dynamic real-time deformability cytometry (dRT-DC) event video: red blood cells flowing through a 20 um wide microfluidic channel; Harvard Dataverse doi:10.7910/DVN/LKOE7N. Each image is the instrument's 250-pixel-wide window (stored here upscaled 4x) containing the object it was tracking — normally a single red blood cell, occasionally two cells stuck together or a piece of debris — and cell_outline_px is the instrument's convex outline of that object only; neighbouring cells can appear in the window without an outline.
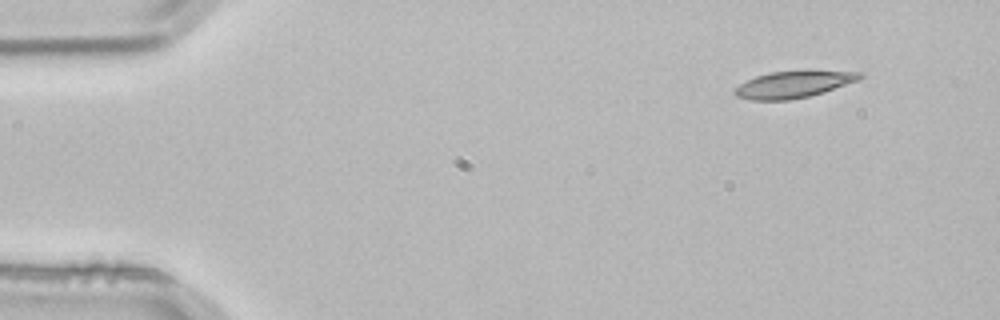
{"species": "common noctule bat (a hibernating species)", "species_latin": "Nyctalus noctula", "temperature_condition": "room temperature", "stored_images_in_passage": 3, "camera_frame_rate_fps": 3000, "um_per_image_px": 0.085, "animal": {"sex": "male", "body_mass_g": 21.5, "forearm_length_mm": 52.0}, "frame": {"image": 1, "passage_image": 1, "time_ms": 0.0, "image_size_px": [1000, 320], "cell_outline_px": [[864, 76], [860, 80], [824, 92], [808, 96], [788, 100], [752, 100], [736, 96], [732, 92], [740, 84], [756, 76], [772, 72], [804, 68], [808, 68], [864, 72]], "centroid_in_image_um": [67.56, 7.12], "position_along_channel_um": 17.4, "area_um2": 20.35}}
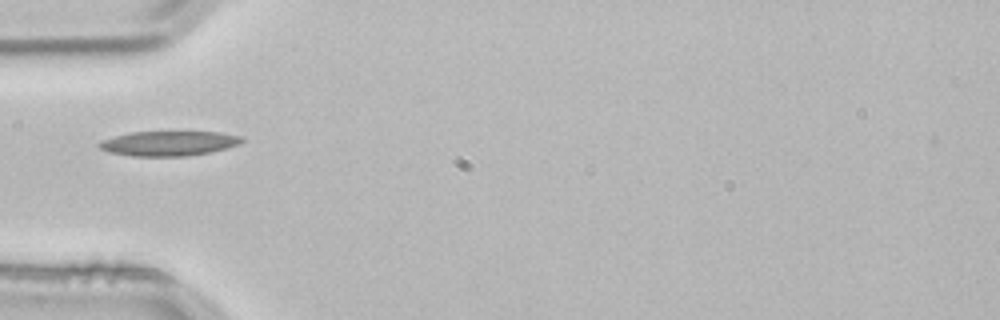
{"frame": {"image": 2, "passage_image": 3, "time_ms": 0.667, "image_size_px": [1000, 320], "cell_outline_px": [[244, 140], [240, 144], [212, 152], [188, 156], [132, 156], [108, 152], [100, 148], [96, 144], [104, 140], [116, 136], [132, 132], [220, 132], [244, 136]], "centroid_in_image_um": [14.4, 12.19], "position_along_channel_um": 70.6, "area_um2": 20.63}}